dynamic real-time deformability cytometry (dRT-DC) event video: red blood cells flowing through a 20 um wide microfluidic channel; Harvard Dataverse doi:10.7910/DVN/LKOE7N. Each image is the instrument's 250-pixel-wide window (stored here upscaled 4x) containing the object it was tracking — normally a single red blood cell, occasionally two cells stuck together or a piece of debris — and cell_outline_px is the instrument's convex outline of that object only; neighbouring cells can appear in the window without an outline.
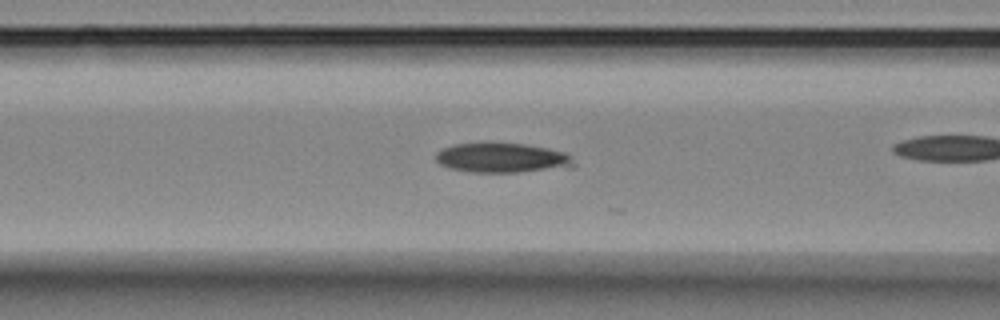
{"species": "Egyptian fruit bat (a non-hibernating species)", "species_latin": "Rousettus aegyptiacus", "temperature_condition": "room temperature", "stored_images_in_passage": 23, "camera_frame_rate_fps": 3000, "um_per_image_px": 0.085, "animal": {"sex": "female"}, "frame": {"image": 1, "passage_image": 13, "time_ms": 4.0, "image_size_px": [1000, 320], "cell_outline_px": [[576, 164], [572, 168], [520, 172], [468, 172], [452, 168], [440, 164], [436, 160], [436, 152], [452, 144], [484, 140], [524, 144], [548, 148], [564, 152], [572, 156]], "centroid_in_image_um": [42.7, 13.38], "position_along_channel_um": 123.9, "area_um2": 24.85}}
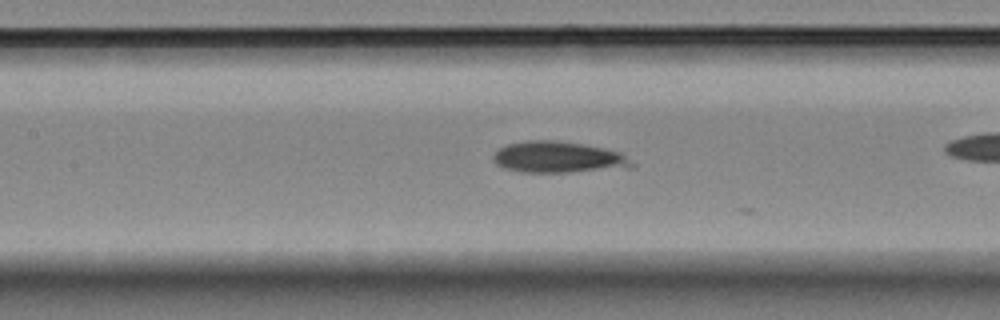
{"frame": {"image": 2, "passage_image": 16, "time_ms": 5.0, "image_size_px": [1000, 320], "cell_outline_px": [[636, 164], [632, 168], [568, 172], [524, 172], [504, 168], [496, 164], [492, 160], [492, 156], [500, 148], [508, 144], [528, 140], [552, 140], [580, 144], [604, 148], [620, 152]], "centroid_in_image_um": [47.47, 13.37], "position_along_channel_um": 159.9, "area_um2": 25.26}}
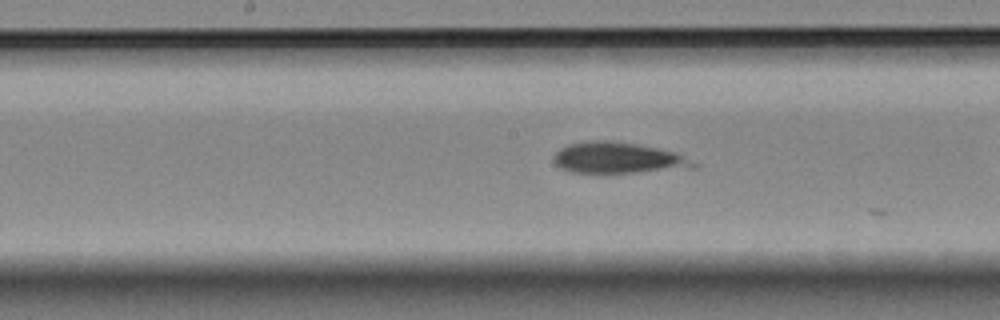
{"frame": {"image": 3, "passage_image": 19, "time_ms": 6.0, "image_size_px": [1000, 320], "cell_outline_px": [[696, 168], [636, 172], [572, 172], [560, 168], [552, 160], [552, 156], [560, 148], [568, 144], [592, 140], [608, 140], [636, 144], [676, 152], [696, 164]], "centroid_in_image_um": [52.48, 13.42], "position_along_channel_um": 195.7, "area_um2": 25.09}}